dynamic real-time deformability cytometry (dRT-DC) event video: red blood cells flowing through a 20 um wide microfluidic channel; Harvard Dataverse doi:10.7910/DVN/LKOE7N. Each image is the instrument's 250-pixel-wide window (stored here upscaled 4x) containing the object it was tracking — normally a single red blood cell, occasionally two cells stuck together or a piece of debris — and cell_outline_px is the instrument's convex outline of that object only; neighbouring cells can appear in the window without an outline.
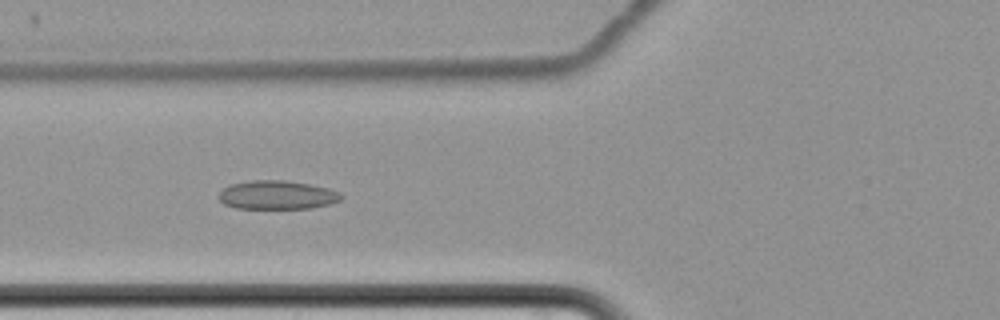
{"species": "common noctule bat (a hibernating species)", "species_latin": "Nyctalus noctula", "temperature_condition": "cold", "stored_images_in_passage": 8, "camera_frame_rate_fps": 3000, "um_per_image_px": 0.085, "animal": {"sex": "female", "body_mass_g": 22.7, "forearm_length_mm": 54.2}, "frame": {"image": 1, "passage_image": 8, "time_ms": 9.0, "image_size_px": [1000, 320], "cell_outline_px": [[344, 196], [340, 200], [332, 204], [312, 208], [236, 208], [224, 204], [216, 196], [224, 188], [232, 184], [252, 180], [284, 180], [308, 184], [328, 188]], "centroid_in_image_um": [23.54, 16.58], "position_along_channel_um": 102.3, "area_um2": 20.4}}